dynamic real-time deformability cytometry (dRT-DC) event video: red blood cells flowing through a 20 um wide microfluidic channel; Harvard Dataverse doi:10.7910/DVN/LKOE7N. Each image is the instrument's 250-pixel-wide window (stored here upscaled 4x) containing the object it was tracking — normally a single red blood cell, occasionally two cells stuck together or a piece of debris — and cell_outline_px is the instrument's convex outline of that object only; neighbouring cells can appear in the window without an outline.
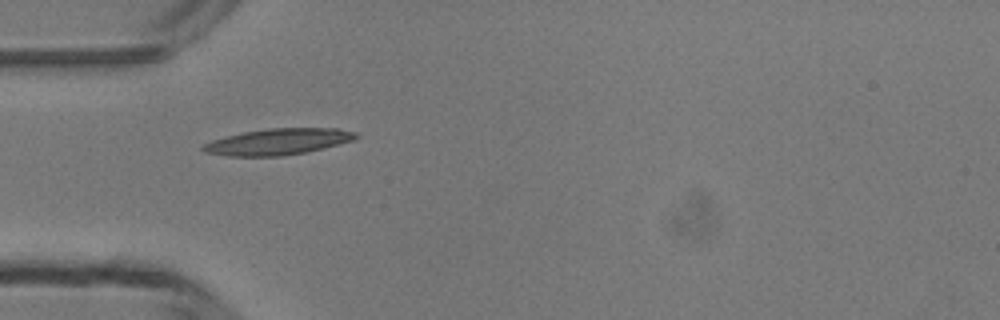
{"species": "common noctule bat (a hibernating species)", "species_latin": "Nyctalus noctula", "temperature_condition": "room temperature", "stored_images_in_passage": 7, "camera_frame_rate_fps": 3000, "um_per_image_px": 0.085, "animal": {"sex": "male", "body_mass_g": 13.3}, "frame": {"image": 1, "passage_image": 4, "time_ms": 4.333, "image_size_px": [1000, 320], "cell_outline_px": [[360, 136], [356, 140], [324, 148], [304, 152], [280, 156], [228, 156], [204, 152], [200, 148], [204, 144], [212, 140], [244, 132], [268, 128], [336, 128], [356, 132]], "centroid_in_image_um": [23.67, 12.04], "position_along_channel_um": 61.3, "area_um2": 23.35}}
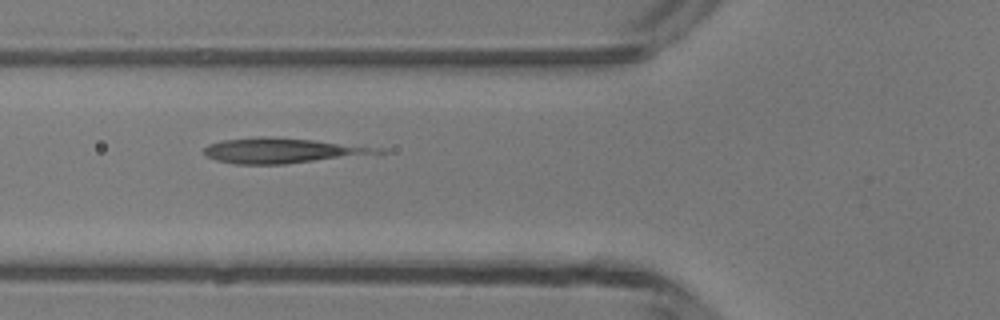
{"frame": {"image": 2, "passage_image": 5, "time_ms": 5.333, "image_size_px": [1000, 320], "cell_outline_px": [[388, 152], [284, 164], [236, 164], [216, 160], [208, 156], [204, 152], [204, 148], [208, 144], [224, 140], [260, 136], [264, 136], [312, 140], [384, 148]], "centroid_in_image_um": [23.98, 12.8], "position_along_channel_um": 101.8, "area_um2": 25.03}}
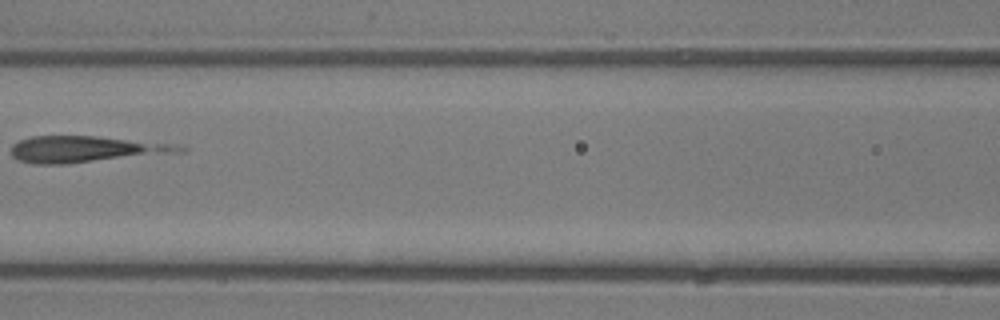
{"frame": {"image": 3, "passage_image": 6, "time_ms": 6.667, "image_size_px": [1000, 320], "cell_outline_px": [[188, 148], [184, 152], [64, 164], [32, 164], [20, 160], [12, 156], [12, 144], [20, 140], [32, 136], [96, 136], [168, 144]], "centroid_in_image_um": [7.22, 12.69], "position_along_channel_um": 159.4, "area_um2": 25.43}}